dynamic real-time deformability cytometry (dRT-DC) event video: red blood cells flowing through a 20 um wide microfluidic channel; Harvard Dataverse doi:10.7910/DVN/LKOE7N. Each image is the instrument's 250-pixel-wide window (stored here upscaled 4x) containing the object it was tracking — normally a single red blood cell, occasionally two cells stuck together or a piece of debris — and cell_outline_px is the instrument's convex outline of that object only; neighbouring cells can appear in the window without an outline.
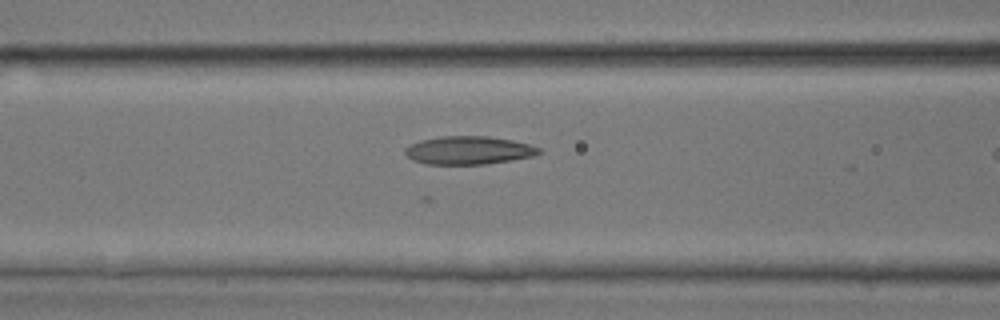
{"species": "common noctule bat (a hibernating species)", "species_latin": "Nyctalus noctula", "temperature_condition": "room temperature", "stored_images_in_passage": 14, "camera_frame_rate_fps": 3000, "um_per_image_px": 0.085, "animal": {"sex": "male", "body_mass_g": 17.9, "forearm_length_mm": 54.2}, "frame": {"image": 1, "passage_image": 10, "time_ms": 3.0, "image_size_px": [1000, 320], "cell_outline_px": [[544, 152], [532, 156], [512, 160], [484, 164], [424, 164], [412, 160], [404, 152], [404, 148], [408, 144], [420, 140], [440, 136], [488, 136], [512, 140], [528, 144], [540, 148]], "centroid_in_image_um": [39.8, 12.77], "position_along_channel_um": 126.8, "area_um2": 22.14}}
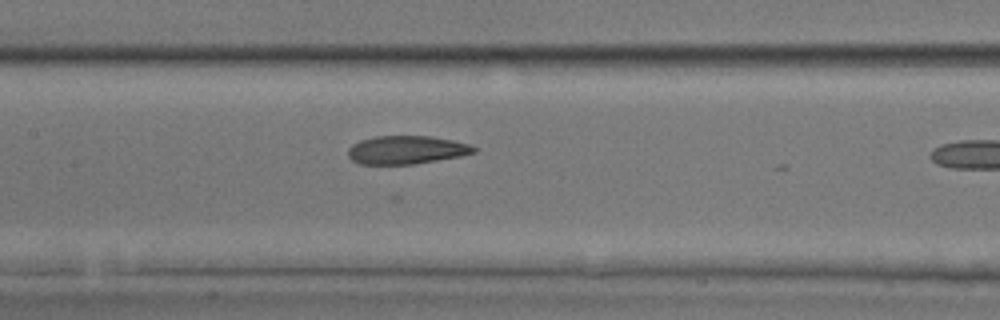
{"frame": {"image": 2, "passage_image": 13, "time_ms": 4.0, "image_size_px": [1000, 320], "cell_outline_px": [[476, 152], [460, 156], [416, 164], [360, 164], [352, 160], [348, 156], [348, 148], [352, 144], [360, 140], [376, 136], [432, 136], [452, 140], [468, 144], [476, 148]], "centroid_in_image_um": [34.53, 12.74], "position_along_channel_um": 172.9, "area_um2": 20.75}}